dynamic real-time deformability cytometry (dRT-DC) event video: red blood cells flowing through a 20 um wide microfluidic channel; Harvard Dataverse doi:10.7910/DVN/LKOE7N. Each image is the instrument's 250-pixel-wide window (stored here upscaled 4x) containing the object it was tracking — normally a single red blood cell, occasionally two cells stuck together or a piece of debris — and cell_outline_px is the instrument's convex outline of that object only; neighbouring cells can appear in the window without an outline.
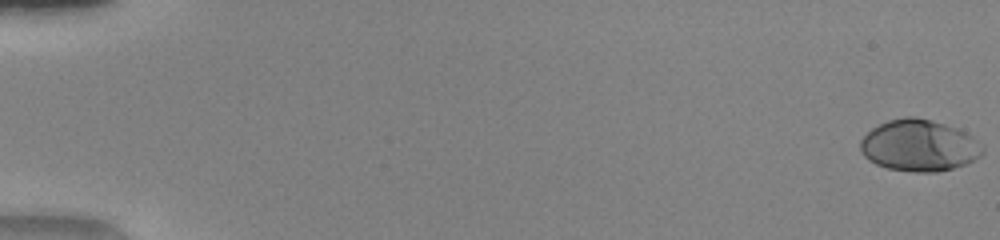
{"species": "human", "species_latin": "Homo sapiens", "temperature_condition": "warm", "stored_images_in_passage": 52, "camera_frame_rate_fps": 3000, "um_per_image_px": 0.085, "donor": {"sex": "female"}, "frame": {"image": 1, "passage_image": 1, "time_ms": 0.0, "image_size_px": [1000, 240], "cell_outline_px": [[984, 152], [980, 156], [968, 164], [936, 172], [912, 172], [888, 168], [876, 164], [868, 160], [860, 152], [860, 140], [872, 128], [888, 120], [904, 116], [916, 116], [932, 120], [956, 128], [972, 136], [984, 148]], "centroid_in_image_um": [78.11, 12.37], "position_along_channel_um": 6.9, "area_um2": 36.88}}
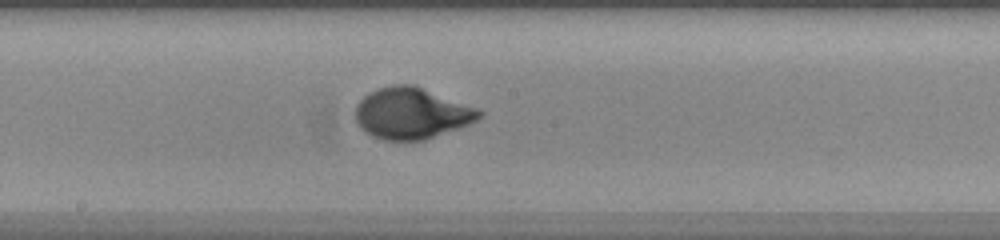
{"frame": {"image": 2, "passage_image": 30, "time_ms": 9.667, "image_size_px": [1000, 240], "cell_outline_px": [[484, 116], [468, 124], [424, 140], [384, 140], [372, 136], [364, 132], [356, 124], [356, 104], [368, 92], [392, 84], [412, 84], [480, 108], [484, 112]], "centroid_in_image_um": [34.99, 9.62], "position_along_channel_um": 213.2, "area_um2": 37.17}}
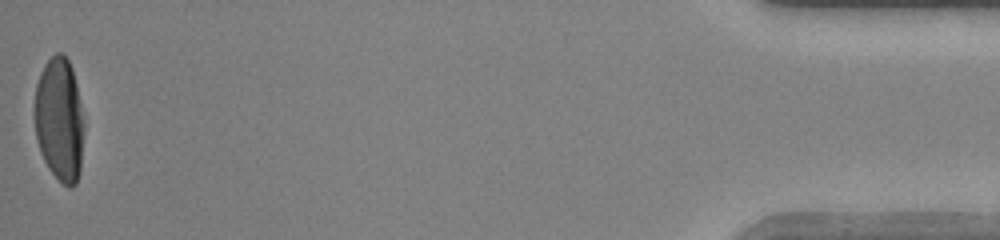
{"frame": {"image": 3, "passage_image": 52, "time_ms": 17.0, "image_size_px": [1000, 240], "cell_outline_px": [[80, 172], [76, 184], [72, 188], [68, 188], [48, 168], [40, 152], [36, 140], [32, 112], [36, 84], [40, 72], [44, 64], [56, 52], [64, 52], [72, 68], [76, 84], [80, 104]], "centroid_in_image_um": [4.96, 10.12], "position_along_channel_um": 430.2, "area_um2": 35.32}, "authors_computed_cell_mechanics": {"area_um2": 35.6626, "velocity_mm_per_s": 4.1206, "shape_relaxation_time_tau1_ms": 3.3304, "shape_relaxation_time_tau2_ms": null, "deformation_change_tau1": 0.2059, "deformation_change_tau2": null}}